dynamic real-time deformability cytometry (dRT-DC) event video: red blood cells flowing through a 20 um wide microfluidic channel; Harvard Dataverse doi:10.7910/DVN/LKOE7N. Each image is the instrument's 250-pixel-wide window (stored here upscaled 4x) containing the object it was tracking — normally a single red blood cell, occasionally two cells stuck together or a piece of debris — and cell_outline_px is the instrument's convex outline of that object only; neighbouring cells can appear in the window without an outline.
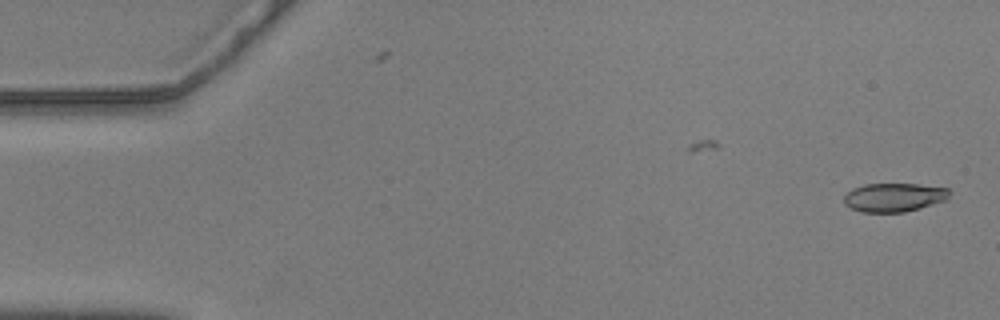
{"species": "common noctule bat (a hibernating species)", "species_latin": "Nyctalus noctula", "temperature_condition": "warm", "stored_images_in_passage": 52, "camera_frame_rate_fps": 3000, "um_per_image_px": 0.085, "animal": {"sex": "male", "body_mass_g": 20.5, "forearm_length_mm": 52.5}, "frame": {"image": 1, "passage_image": 1, "time_ms": 0.0, "image_size_px": [1000, 320], "cell_outline_px": [[952, 192], [948, 200], [920, 208], [904, 212], [860, 212], [844, 204], [844, 196], [852, 188], [864, 184], [916, 184], [948, 188]], "centroid_in_image_um": [76.02, 16.77], "position_along_channel_um": 9.0, "area_um2": 17.8}}
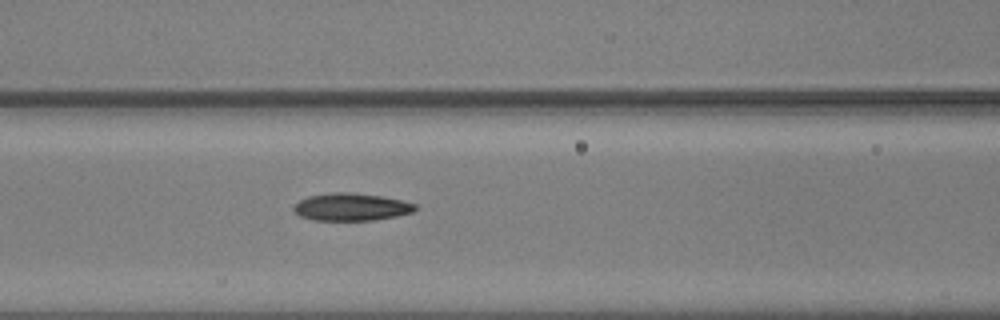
{"frame": {"image": 2, "passage_image": 23, "time_ms": 7.333, "image_size_px": [1000, 320], "cell_outline_px": [[420, 208], [412, 212], [396, 216], [372, 220], [312, 220], [300, 216], [292, 208], [300, 200], [308, 196], [332, 192], [348, 192], [384, 196], [416, 204]], "centroid_in_image_um": [29.87, 17.58], "position_along_channel_um": 136.7, "area_um2": 19.48}}
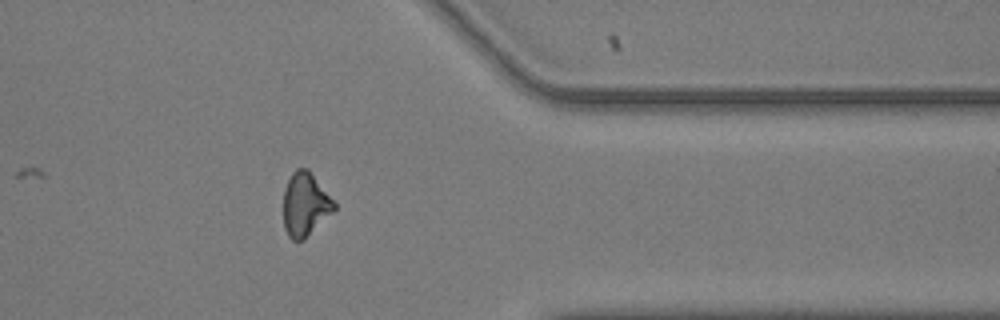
{"frame": {"image": 3, "passage_image": 45, "time_ms": 14.667, "image_size_px": [1000, 320], "cell_outline_px": [[336, 208], [304, 240], [292, 240], [288, 236], [284, 228], [284, 188], [292, 172], [296, 168], [308, 168], [336, 204]], "centroid_in_image_um": [25.92, 17.37], "position_along_channel_um": 385.5, "area_um2": 18.67}, "authors_computed_cell_mechanics": {"area_um2": 19.0162, "velocity_mm_per_s": 3.5833, "shape_relaxation_time_tau1_ms": 4.4264, "shape_relaxation_time_tau2_ms": 3.3793, "deformation_change_tau1": 0.1545, "deformation_change_tau2": 0.1131}}